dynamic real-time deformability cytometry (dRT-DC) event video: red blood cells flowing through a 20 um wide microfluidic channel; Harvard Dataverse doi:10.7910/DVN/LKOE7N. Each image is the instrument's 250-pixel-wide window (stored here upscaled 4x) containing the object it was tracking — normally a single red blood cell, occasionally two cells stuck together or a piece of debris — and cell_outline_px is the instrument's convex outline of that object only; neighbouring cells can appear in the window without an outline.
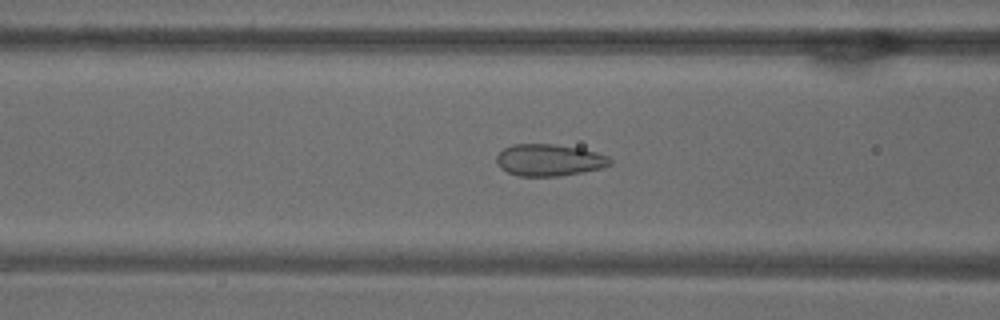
{"species": "common noctule bat (a hibernating species)", "species_latin": "Nyctalus noctula", "temperature_condition": "warm", "stored_images_in_passage": 51, "camera_frame_rate_fps": 3000, "um_per_image_px": 0.085, "animal": {"sex": "male", "body_mass_g": 18.8}, "frame": {"image": 1, "passage_image": 21, "time_ms": 6.667, "image_size_px": [1000, 320], "cell_outline_px": [[612, 164], [604, 168], [560, 176], [520, 176], [508, 172], [500, 168], [496, 164], [496, 156], [504, 148], [512, 144], [552, 144], [580, 148], [596, 152], [608, 156], [612, 160]], "centroid_in_image_um": [46.69, 13.61], "position_along_channel_um": 119.9, "area_um2": 21.21}}
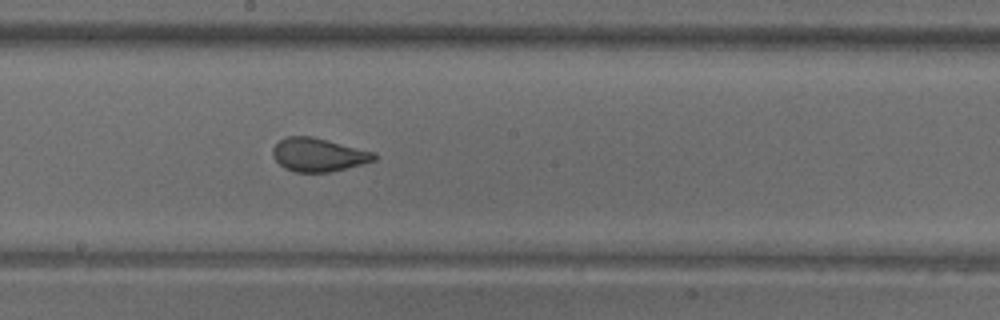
{"frame": {"image": 2, "passage_image": 29, "time_ms": 9.333, "image_size_px": [1000, 320], "cell_outline_px": [[376, 160], [328, 172], [296, 172], [284, 168], [272, 156], [272, 148], [280, 140], [288, 136], [312, 136], [376, 152]], "centroid_in_image_um": [27.05, 13.14], "position_along_channel_um": 221.2, "area_um2": 19.65}}
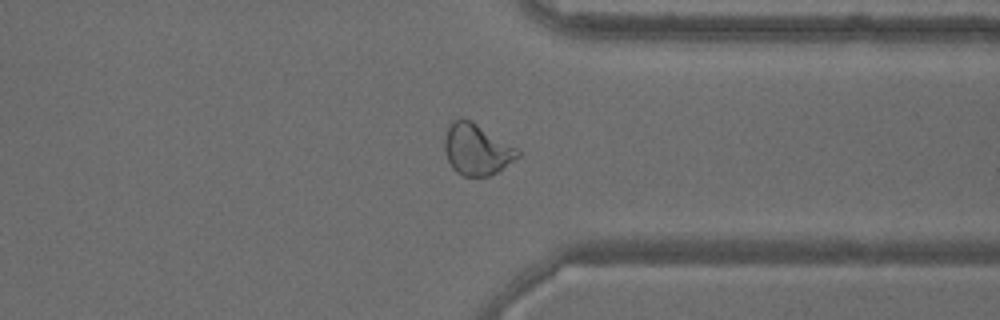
{"frame": {"image": 3, "passage_image": 41, "time_ms": 13.333, "image_size_px": [1000, 320], "cell_outline_px": [[520, 156], [496, 172], [488, 176], [464, 176], [456, 172], [452, 168], [448, 160], [444, 148], [444, 140], [448, 128], [456, 120], [472, 120], [520, 148]], "centroid_in_image_um": [40.56, 12.71], "position_along_channel_um": 370.8, "area_um2": 21.79}}